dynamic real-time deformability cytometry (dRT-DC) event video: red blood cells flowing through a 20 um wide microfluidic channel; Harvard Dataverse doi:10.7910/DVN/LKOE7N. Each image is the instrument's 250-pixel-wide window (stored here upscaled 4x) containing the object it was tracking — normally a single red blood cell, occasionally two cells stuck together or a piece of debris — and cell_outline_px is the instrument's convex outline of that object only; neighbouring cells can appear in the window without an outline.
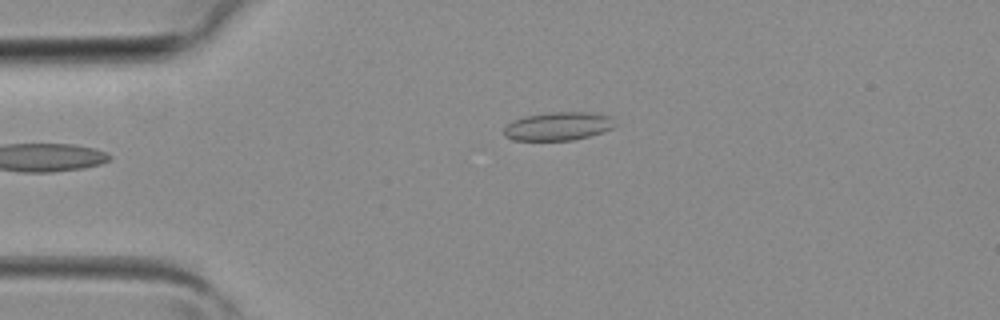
{"species": "common noctule bat (a hibernating species)", "species_latin": "Nyctalus noctula", "temperature_condition": "room temperature", "stored_images_in_passage": 4, "camera_frame_rate_fps": 3000, "um_per_image_px": 0.085, "animal": {"sex": "female", "body_mass_g": 19.3, "forearm_length_mm": 54.1}, "frame": {"image": 1, "passage_image": 4, "time_ms": 1.0, "image_size_px": [1000, 320], "cell_outline_px": [[616, 124], [612, 128], [588, 136], [572, 140], [512, 140], [504, 136], [504, 128], [512, 120], [524, 116], [552, 112], [588, 112], [612, 116]], "centroid_in_image_um": [47.43, 10.72], "position_along_channel_um": 37.6, "area_um2": 18.32}}